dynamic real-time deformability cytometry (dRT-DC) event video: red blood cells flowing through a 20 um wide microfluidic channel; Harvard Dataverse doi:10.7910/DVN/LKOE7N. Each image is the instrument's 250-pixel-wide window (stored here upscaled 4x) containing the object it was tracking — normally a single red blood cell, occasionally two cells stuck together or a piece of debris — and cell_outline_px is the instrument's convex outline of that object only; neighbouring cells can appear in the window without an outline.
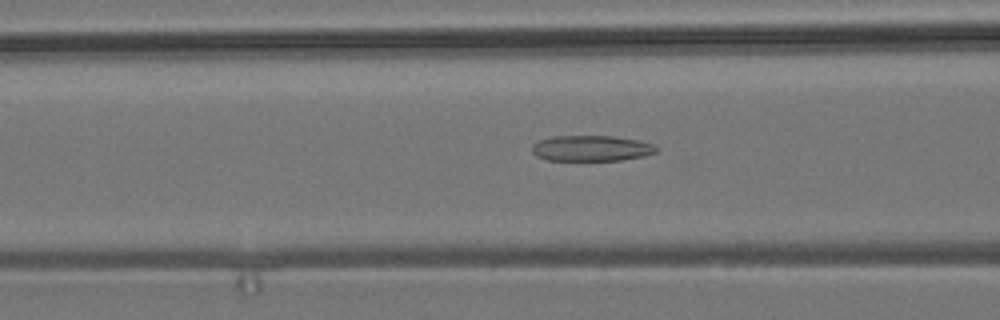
{"species": "common noctule bat (a hibernating species)", "species_latin": "Nyctalus noctula", "temperature_condition": "room temperature", "stored_images_in_passage": 41, "camera_frame_rate_fps": 3000, "um_per_image_px": 0.085, "animal": {"sex": "male", "body_mass_g": 19.2, "forearm_length_mm": 51.8}, "frame": {"image": 1, "passage_image": 7, "time_ms": 2.0, "image_size_px": [1000, 320], "cell_outline_px": [[656, 152], [644, 156], [620, 160], [548, 160], [536, 156], [532, 152], [532, 144], [540, 140], [552, 136], [612, 136], [640, 140], [652, 144], [656, 148]], "centroid_in_image_um": [50.24, 12.6], "position_along_channel_um": 116.4, "area_um2": 18.55}}
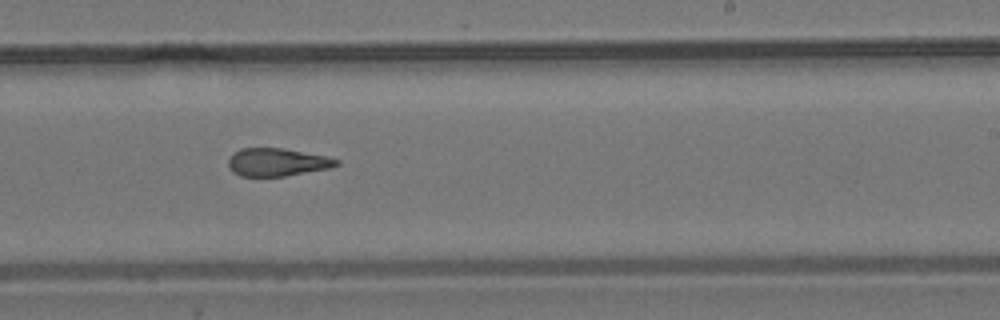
{"frame": {"image": 2, "passage_image": 19, "time_ms": 6.0, "image_size_px": [1000, 320], "cell_outline_px": [[340, 164], [328, 168], [284, 176], [240, 176], [232, 172], [228, 168], [228, 160], [232, 152], [240, 148], [284, 148], [328, 156], [340, 160]], "centroid_in_image_um": [23.52, 13.77], "position_along_channel_um": 265.5, "area_um2": 17.74}}
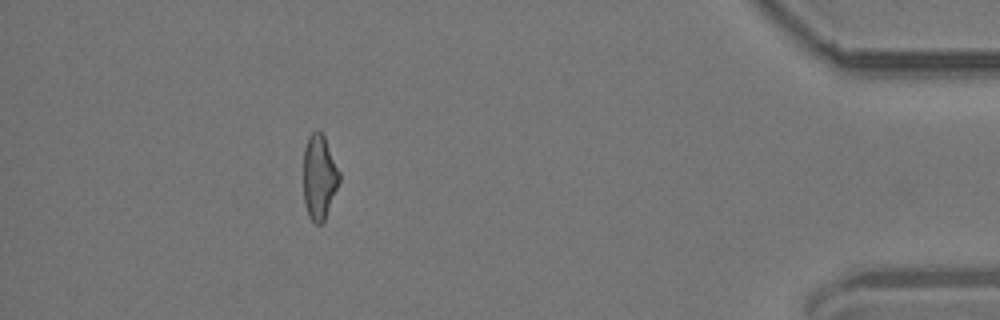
{"frame": {"image": 3, "passage_image": 35, "time_ms": 11.333, "image_size_px": [1000, 320], "cell_outline_px": [[340, 180], [324, 220], [320, 224], [316, 224], [308, 216], [304, 204], [304, 148], [308, 136], [312, 132], [320, 132], [324, 136], [340, 172]], "centroid_in_image_um": [27.13, 15.06], "position_along_channel_um": 408.1, "area_um2": 17.51}, "authors_computed_cell_mechanics": {"area_um2": 18.5538, "velocity_mm_per_s": 3.7272, "shape_relaxation_time_tau1_ms": null, "shape_relaxation_time_tau2_ms": 3.3838, "deformation_change_tau1": null, "deformation_change_tau2": 0.1371}}